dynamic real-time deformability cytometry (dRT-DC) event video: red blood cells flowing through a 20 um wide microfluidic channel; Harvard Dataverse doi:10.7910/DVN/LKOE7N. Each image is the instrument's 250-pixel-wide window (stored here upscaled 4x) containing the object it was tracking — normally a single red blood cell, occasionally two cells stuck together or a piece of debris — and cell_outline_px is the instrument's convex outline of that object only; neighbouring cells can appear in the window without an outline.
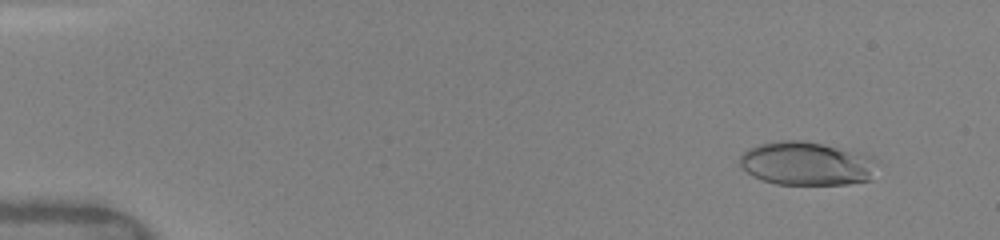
{"species": "human", "species_latin": "Homo sapiens", "temperature_condition": "warm", "stored_images_in_passage": 68, "camera_frame_rate_fps": 3000, "um_per_image_px": 0.085, "donor": {"sex": "female"}, "frame": {"image": 1, "passage_image": 6, "time_ms": 1.333, "image_size_px": [1000, 240], "cell_outline_px": [[884, 164], [868, 180], [848, 184], [776, 184], [752, 176], [740, 168], [740, 156], [748, 148], [760, 144], [776, 140], [804, 140], [864, 152], [872, 156]], "centroid_in_image_um": [68.65, 13.88], "position_along_channel_um": 16.3, "area_um2": 35.78}}
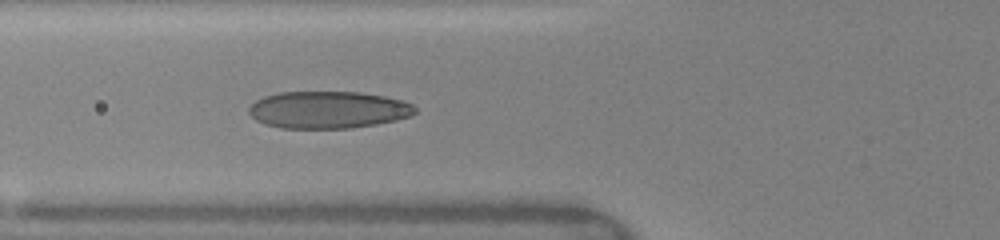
{"frame": {"image": 2, "passage_image": 24, "time_ms": 6.333, "image_size_px": [1000, 240], "cell_outline_px": [[416, 112], [412, 116], [396, 120], [376, 124], [352, 128], [280, 128], [264, 124], [256, 120], [248, 112], [248, 108], [256, 100], [264, 96], [280, 92], [360, 92], [384, 96], [400, 100], [412, 104], [416, 108]], "centroid_in_image_um": [27.89, 9.34], "position_along_channel_um": 97.9, "area_um2": 36.07}}
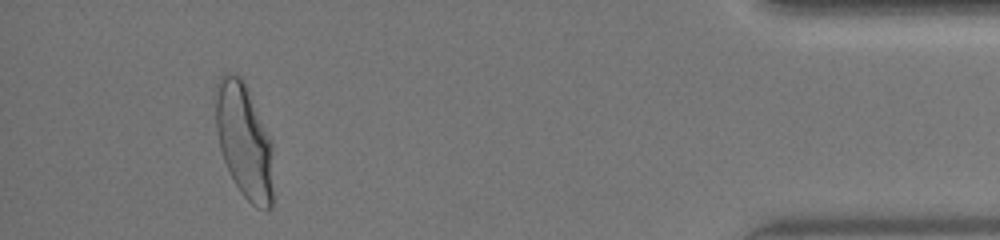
{"frame": {"image": 3, "passage_image": 61, "time_ms": 15.333, "image_size_px": [1000, 240], "cell_outline_px": [[272, 208], [256, 208], [240, 192], [224, 160], [220, 148], [216, 128], [216, 84], [220, 76], [224, 72], [228, 72], [240, 76], [244, 80], [248, 88], [272, 140]], "centroid_in_image_um": [20.76, 11.92], "position_along_channel_um": 414.4, "area_um2": 38.55}, "authors_computed_cell_mechanics": {"area_um2": 35.2002, "velocity_mm_per_s": 4.0981, "shape_relaxation_time_tau1_ms": 4.1567, "shape_relaxation_time_tau2_ms": null, "deformation_change_tau1": 0.2103, "deformation_change_tau2": null}}